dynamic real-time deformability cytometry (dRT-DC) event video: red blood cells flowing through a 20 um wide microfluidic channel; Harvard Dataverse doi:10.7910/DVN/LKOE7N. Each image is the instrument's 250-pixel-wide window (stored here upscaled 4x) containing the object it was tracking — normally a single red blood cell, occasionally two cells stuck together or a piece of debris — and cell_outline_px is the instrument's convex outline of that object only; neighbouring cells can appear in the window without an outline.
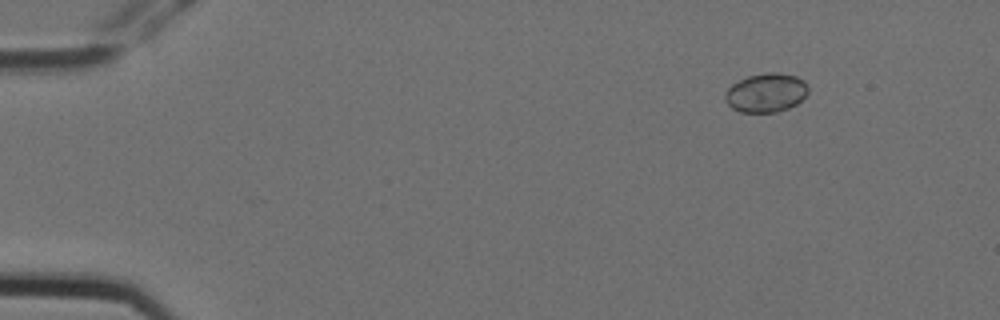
{"species": "Egyptian fruit bat (a non-hibernating species)", "species_latin": "Rousettus aegyptiacus", "temperature_condition": "cold", "stored_images_in_passage": 5, "camera_frame_rate_fps": 3000, "um_per_image_px": 0.085, "animal": {"sex": "female"}, "frame": {"image": 1, "passage_image": 2, "time_ms": 0.333, "image_size_px": [1000, 320], "cell_outline_px": [[808, 92], [796, 104], [788, 108], [776, 112], [740, 112], [732, 108], [724, 100], [724, 92], [732, 84], [748, 76], [768, 72], [780, 72], [796, 76], [804, 80], [808, 84]], "centroid_in_image_um": [65.11, 7.87], "position_along_channel_um": 19.9, "area_um2": 18.96}}
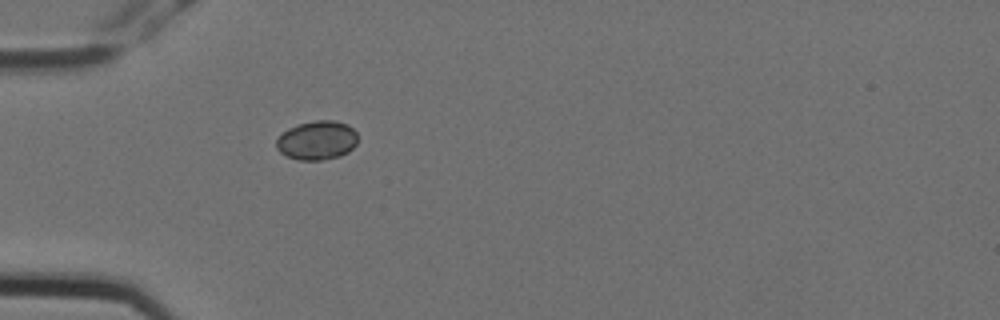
{"frame": {"image": 2, "passage_image": 5, "time_ms": 1.333, "image_size_px": [1000, 320], "cell_outline_px": [[356, 144], [348, 152], [340, 156], [320, 160], [300, 160], [288, 156], [280, 152], [276, 148], [276, 140], [288, 128], [296, 124], [312, 120], [336, 120], [348, 124], [356, 132]], "centroid_in_image_um": [26.95, 11.91], "position_along_channel_um": 58.1, "area_um2": 18.55}}